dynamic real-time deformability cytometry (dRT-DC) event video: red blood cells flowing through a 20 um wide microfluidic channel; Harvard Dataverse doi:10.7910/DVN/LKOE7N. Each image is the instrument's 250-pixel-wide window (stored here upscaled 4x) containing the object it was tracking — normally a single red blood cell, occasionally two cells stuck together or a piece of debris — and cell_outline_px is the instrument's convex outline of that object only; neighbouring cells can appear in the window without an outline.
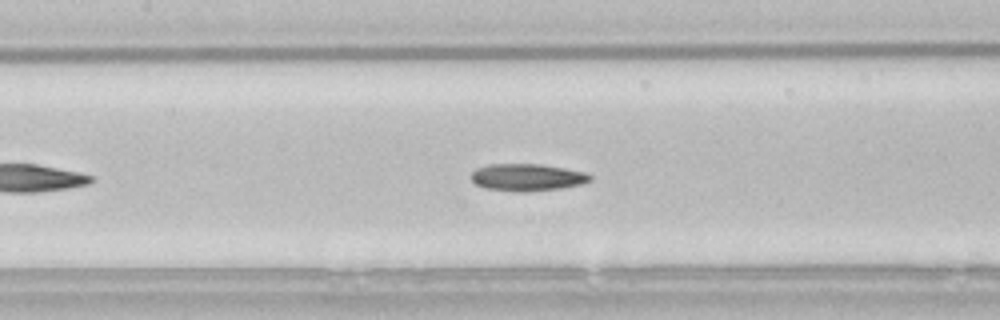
{"species": "common noctule bat (a hibernating species)", "species_latin": "Nyctalus noctula", "temperature_condition": "room temperature", "stored_images_in_passage": 42, "camera_frame_rate_fps": 3000, "um_per_image_px": 0.085, "animal": {"sex": "male", "body_mass_g": 21.5, "forearm_length_mm": 52.0}, "frame": {"image": 1, "passage_image": 13, "time_ms": 4.0, "image_size_px": [1000, 320], "cell_outline_px": [[592, 180], [580, 184], [560, 188], [484, 188], [476, 184], [468, 176], [476, 168], [488, 164], [540, 164], [564, 168], [584, 172], [592, 176]], "centroid_in_image_um": [44.79, 15.0], "position_along_channel_um": 162.6, "area_um2": 17.69}, "authors_computed_cell_mechanics": {"area_um2": 18.6983, "velocity_mm_per_s": 3.8217, "shape_relaxation_time_tau1_ms": null, "shape_relaxation_time_tau2_ms": 9.7073, "deformation_change_tau1": null, "deformation_change_tau2": 0.1764}}